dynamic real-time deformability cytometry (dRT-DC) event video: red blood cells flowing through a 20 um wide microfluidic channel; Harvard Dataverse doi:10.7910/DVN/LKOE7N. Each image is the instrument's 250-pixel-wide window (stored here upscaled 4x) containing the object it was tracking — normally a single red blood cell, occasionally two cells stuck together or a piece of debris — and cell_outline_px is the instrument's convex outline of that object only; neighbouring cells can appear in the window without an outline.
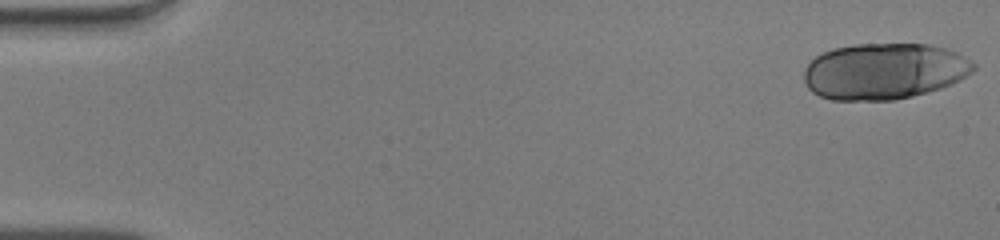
{"species": "human", "species_latin": "Homo sapiens", "temperature_condition": "warm", "stored_images_in_passage": 50, "segment_of_instrument_passage": [1, 2], "camera_frame_rate_fps": 3000, "um_per_image_px": 0.085, "donor": {"sex": "male"}, "frame": {"image": 1, "passage_image": 1, "time_ms": 0.0, "image_size_px": [1000, 240], "cell_outline_px": [[976, 68], [972, 72], [960, 80], [952, 84], [928, 92], [896, 100], [832, 100], [820, 96], [812, 92], [808, 88], [804, 80], [804, 68], [816, 56], [832, 48], [856, 44], [928, 44], [944, 48], [956, 52], [964, 56], [976, 64]], "centroid_in_image_um": [75.16, 6.06], "position_along_channel_um": 9.8, "area_um2": 55.78}}
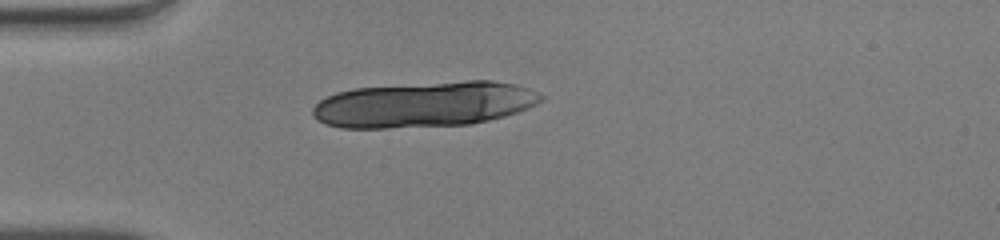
{"frame": {"image": 2, "passage_image": 14, "time_ms": 4.333, "image_size_px": [1000, 240], "cell_outline_px": [[544, 100], [528, 108], [504, 116], [488, 120], [468, 124], [388, 128], [340, 128], [324, 124], [316, 120], [312, 116], [312, 108], [320, 100], [336, 92], [356, 88], [468, 80], [492, 80], [516, 84], [536, 92], [544, 96]], "centroid_in_image_um": [36.02, 8.88], "position_along_channel_um": 49.0, "area_um2": 60.63}}